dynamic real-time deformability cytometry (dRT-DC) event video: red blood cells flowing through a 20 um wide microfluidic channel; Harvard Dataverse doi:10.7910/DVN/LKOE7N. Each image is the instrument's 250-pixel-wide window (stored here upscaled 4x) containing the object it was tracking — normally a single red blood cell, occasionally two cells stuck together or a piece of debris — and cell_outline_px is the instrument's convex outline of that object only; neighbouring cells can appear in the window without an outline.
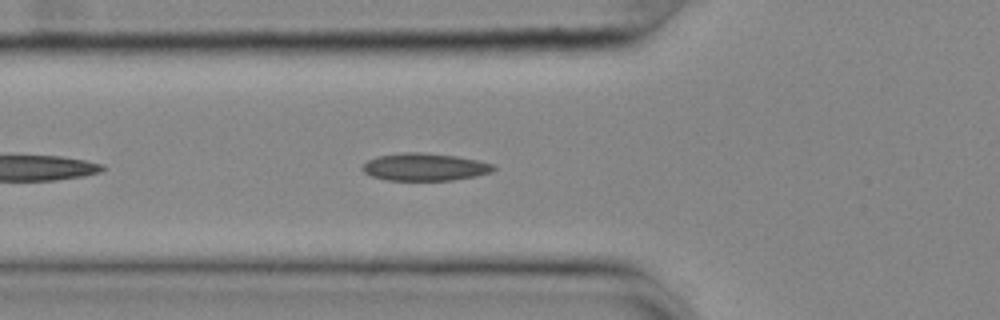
{"species": "common noctule bat (a hibernating species)", "species_latin": "Nyctalus noctula", "temperature_condition": "cold", "stored_images_in_passage": 10, "camera_frame_rate_fps": 3000, "um_per_image_px": 0.085, "animal": {"sex": "female", "body_mass_g": 25.1}, "frame": {"image": 1, "passage_image": 6, "time_ms": 1.667, "image_size_px": [1000, 320], "cell_outline_px": [[496, 168], [492, 172], [476, 176], [452, 180], [388, 180], [372, 176], [364, 172], [360, 168], [368, 160], [376, 156], [404, 152], [416, 152], [456, 156], [476, 160], [492, 164]], "centroid_in_image_um": [36.08, 14.19], "position_along_channel_um": 89.7, "area_um2": 20.87}}